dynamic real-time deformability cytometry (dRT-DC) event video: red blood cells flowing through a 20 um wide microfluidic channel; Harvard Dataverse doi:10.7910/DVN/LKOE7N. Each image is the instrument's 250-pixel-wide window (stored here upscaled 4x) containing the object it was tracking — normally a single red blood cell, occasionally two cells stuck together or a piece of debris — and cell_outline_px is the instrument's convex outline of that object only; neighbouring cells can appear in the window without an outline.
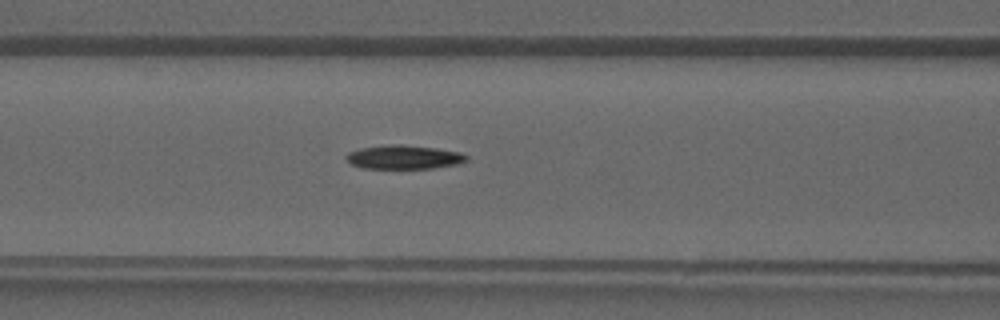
{"species": "common noctule bat (a hibernating species)", "species_latin": "Nyctalus noctula", "temperature_condition": "warm", "stored_images_in_passage": 40, "camera_frame_rate_fps": 3000, "um_per_image_px": 0.085, "animal": {"sex": "male", "forearm_length_mm": 52.5}, "frame": {"image": 1, "passage_image": 17, "time_ms": 5.333, "image_size_px": [1000, 320], "cell_outline_px": [[468, 160], [456, 164], [432, 168], [364, 168], [352, 164], [344, 156], [348, 152], [360, 148], [388, 144], [400, 144], [436, 148], [460, 152], [468, 156]], "centroid_in_image_um": [34.32, 13.34], "position_along_channel_um": 132.3, "area_um2": 16.65}}
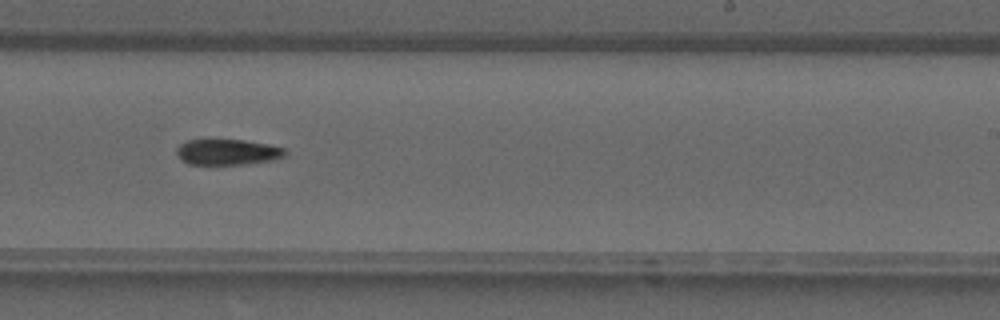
{"frame": {"image": 2, "passage_image": 25, "time_ms": 8.0, "image_size_px": [1000, 320], "cell_outline_px": [[288, 152], [284, 156], [276, 160], [244, 164], [188, 164], [180, 160], [176, 152], [176, 148], [180, 144], [188, 140], [244, 140], [268, 144], [288, 148]], "centroid_in_image_um": [19.38, 12.93], "position_along_channel_um": 269.6, "area_um2": 16.47}}
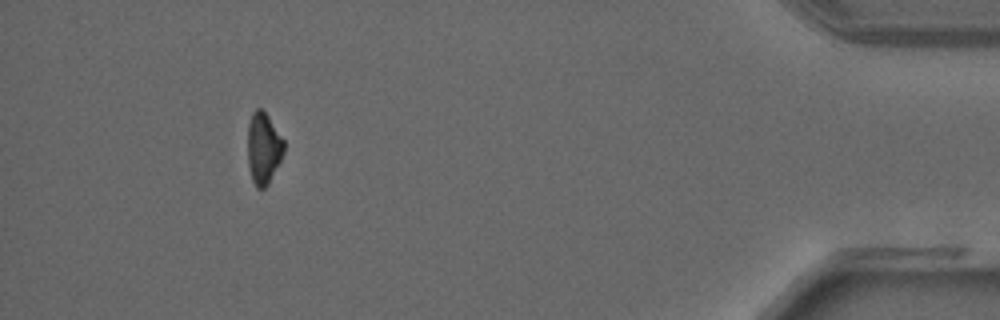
{"frame": {"image": 3, "passage_image": 37, "time_ms": 12.0, "image_size_px": [1000, 320], "cell_outline_px": [[284, 152], [268, 184], [264, 188], [256, 188], [252, 180], [248, 164], [248, 124], [252, 112], [256, 108], [260, 108], [268, 116], [284, 140]], "centroid_in_image_um": [22.38, 12.59], "position_along_channel_um": 412.8, "area_um2": 14.97}}